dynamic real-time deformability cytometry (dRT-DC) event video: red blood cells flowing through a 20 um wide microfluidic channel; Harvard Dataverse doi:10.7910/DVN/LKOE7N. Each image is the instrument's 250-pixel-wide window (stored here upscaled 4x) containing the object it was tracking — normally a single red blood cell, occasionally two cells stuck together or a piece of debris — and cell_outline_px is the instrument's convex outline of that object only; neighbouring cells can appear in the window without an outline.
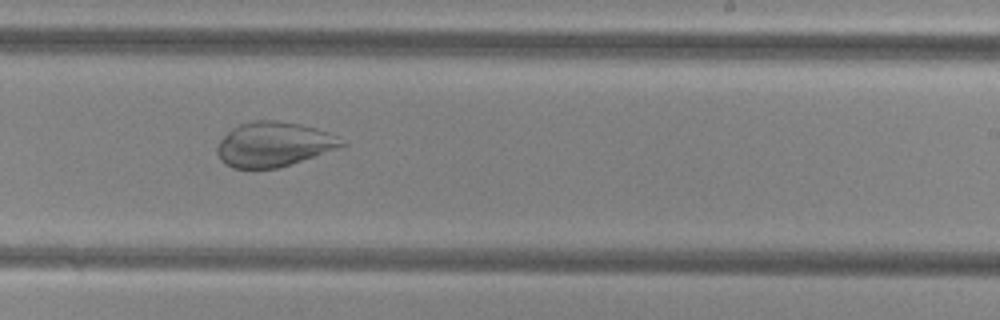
{"species": "common noctule bat (a hibernating species)", "species_latin": "Nyctalus noctula", "temperature_condition": "cold", "stored_images_in_passage": 49, "camera_frame_rate_fps": 3000, "um_per_image_px": 0.085, "animal": {"sex": "female", "body_mass_g": 29.2, "forearm_length_mm": 56.3}, "frame": {"image": 1, "passage_image": 28, "time_ms": 9.0, "image_size_px": [1000, 320], "cell_outline_px": [[348, 144], [340, 148], [276, 168], [232, 168], [224, 164], [220, 160], [216, 152], [216, 144], [232, 128], [240, 124], [252, 120], [276, 120], [300, 124], [316, 128], [328, 132], [336, 136]], "centroid_in_image_um": [23.24, 12.26], "position_along_channel_um": 265.8, "area_um2": 32.43}}